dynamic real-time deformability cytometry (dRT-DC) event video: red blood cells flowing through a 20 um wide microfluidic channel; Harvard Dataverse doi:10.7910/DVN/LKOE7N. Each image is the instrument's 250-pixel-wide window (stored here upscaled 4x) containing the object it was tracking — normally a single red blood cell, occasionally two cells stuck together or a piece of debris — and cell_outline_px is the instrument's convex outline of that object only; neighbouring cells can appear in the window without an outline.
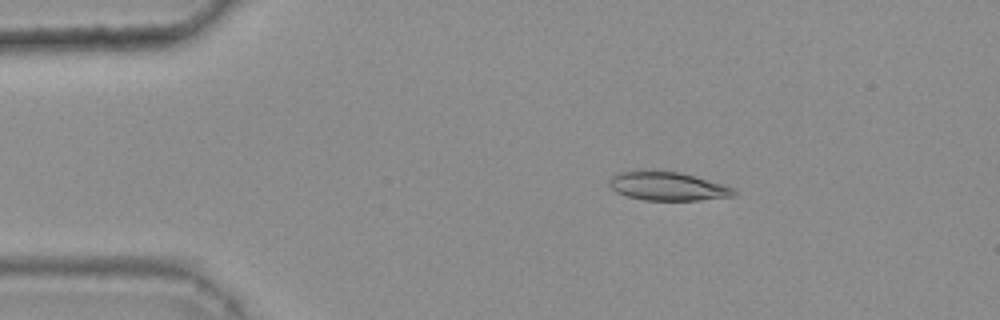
{"species": "common noctule bat (a hibernating species)", "species_latin": "Nyctalus noctula", "temperature_condition": "warm", "stored_images_in_passage": 46, "camera_frame_rate_fps": 3000, "um_per_image_px": 0.085, "animal": {"sex": "female", "body_mass_g": 25.1}, "frame": {"image": 1, "passage_image": 9, "time_ms": 2.667, "image_size_px": [1000, 320], "cell_outline_px": [[736, 196], [700, 200], [644, 200], [624, 196], [616, 192], [608, 184], [608, 180], [616, 172], [652, 168], [680, 172], [720, 184], [732, 188], [736, 192]], "centroid_in_image_um": [56.64, 15.8], "position_along_channel_um": 28.4, "area_um2": 21.27}}
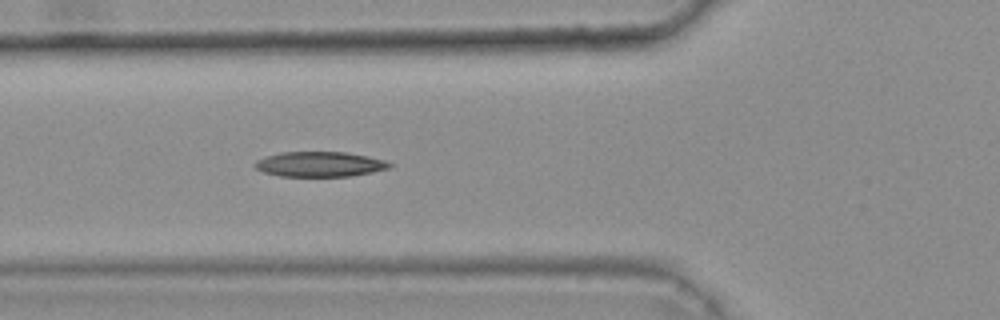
{"frame": {"image": 2, "passage_image": 19, "time_ms": 6.0, "image_size_px": [1000, 320], "cell_outline_px": [[396, 164], [388, 168], [372, 172], [352, 176], [280, 176], [264, 172], [256, 168], [252, 164], [256, 160], [264, 156], [280, 152], [344, 152], [368, 156], [384, 160]], "centroid_in_image_um": [27.17, 13.95], "position_along_channel_um": 98.6, "area_um2": 19.77}}
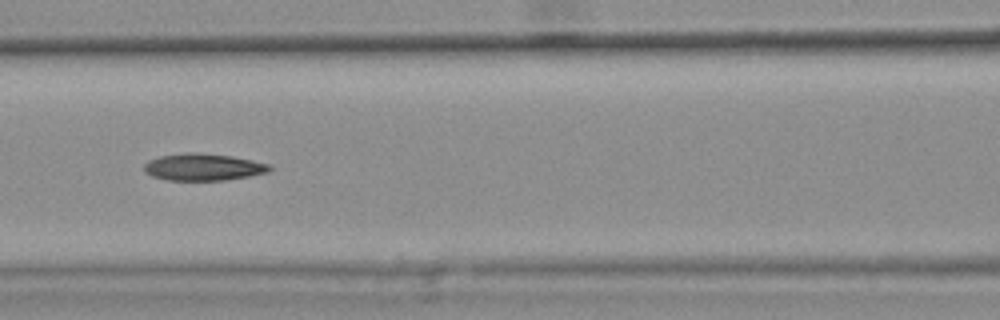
{"frame": {"image": 3, "passage_image": 23, "time_ms": 7.333, "image_size_px": [1000, 320], "cell_outline_px": [[272, 168], [268, 172], [248, 176], [224, 180], [168, 180], [152, 176], [144, 172], [144, 164], [148, 160], [160, 156], [188, 152], [196, 152], [228, 156], [252, 160], [268, 164]], "centroid_in_image_um": [17.23, 14.2], "position_along_channel_um": 149.4, "area_um2": 19.54}, "authors_computed_cell_mechanics": {"area_um2": 19.9988, "velocity_mm_per_s": 3.7808, "shape_relaxation_time_tau1_ms": null, "shape_relaxation_time_tau2_ms": 4.1754, "deformation_change_tau1": null, "deformation_change_tau2": 0.1245}}